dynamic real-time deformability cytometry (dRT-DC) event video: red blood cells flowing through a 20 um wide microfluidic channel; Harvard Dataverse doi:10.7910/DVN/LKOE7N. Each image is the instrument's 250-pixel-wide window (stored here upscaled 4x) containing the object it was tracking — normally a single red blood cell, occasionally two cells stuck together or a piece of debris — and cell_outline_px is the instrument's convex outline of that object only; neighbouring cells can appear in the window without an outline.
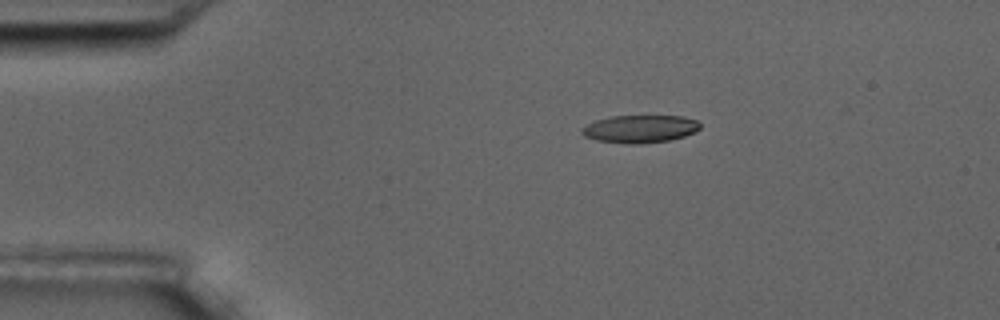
{"species": "common noctule bat (a hibernating species)", "species_latin": "Nyctalus noctula", "temperature_condition": "room temperature", "stored_images_in_passage": 46, "camera_frame_rate_fps": 3000, "um_per_image_px": 0.085, "animal": {"sex": "male", "body_mass_g": 17.5, "forearm_length_mm": 52.3}, "frame": {"image": 1, "passage_image": 1, "time_ms": 0.0, "image_size_px": [1000, 320], "cell_outline_px": [[700, 128], [696, 132], [684, 136], [668, 140], [640, 144], [624, 144], [596, 140], [584, 136], [580, 132], [580, 128], [596, 120], [612, 116], [684, 116], [696, 120], [700, 124]], "centroid_in_image_um": [54.38, 10.96], "position_along_channel_um": 30.6, "area_um2": 19.19}}
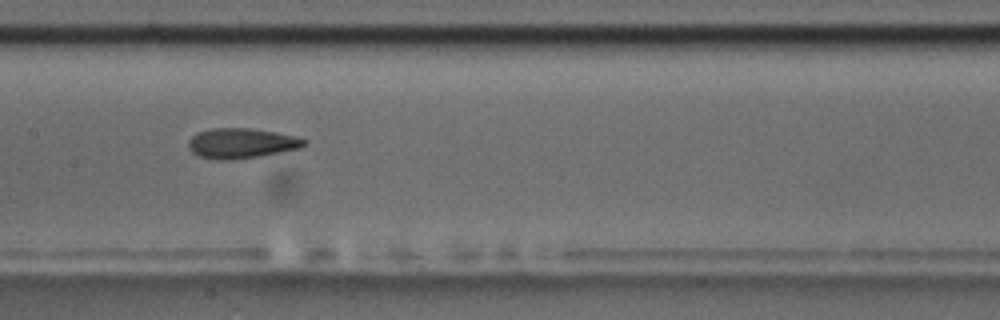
{"frame": {"image": 2, "passage_image": 18, "time_ms": 5.667, "image_size_px": [1000, 320], "cell_outline_px": [[308, 144], [300, 148], [260, 156], [232, 160], [220, 160], [196, 156], [188, 148], [188, 140], [196, 132], [212, 128], [248, 128], [276, 132], [296, 136], [308, 140]], "centroid_in_image_um": [20.51, 12.18], "position_along_channel_um": 186.9, "area_um2": 20.58}}
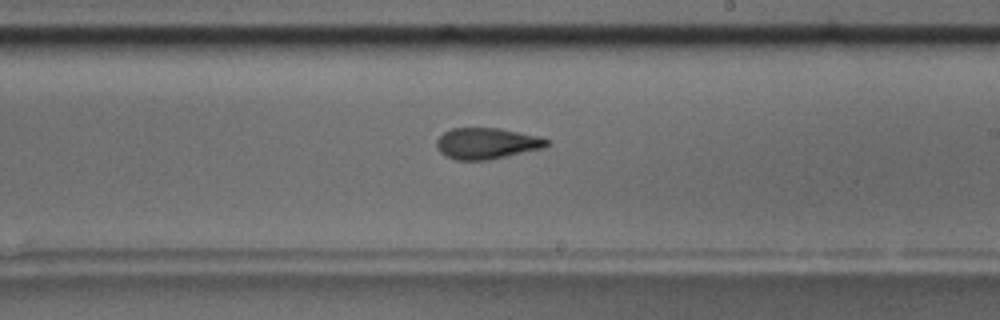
{"frame": {"image": 3, "passage_image": 23, "time_ms": 7.333, "image_size_px": [1000, 320], "cell_outline_px": [[552, 144], [544, 148], [488, 160], [456, 160], [444, 156], [436, 148], [436, 140], [444, 132], [452, 128], [500, 128], [540, 136], [548, 140]], "centroid_in_image_um": [41.38, 12.19], "position_along_channel_um": 247.6, "area_um2": 20.23}, "authors_computed_cell_mechanics": {"area_um2": 20.23, "velocity_mm_per_s": 3.6616, "shape_relaxation_time_tau1_ms": 6.3973, "shape_relaxation_time_tau2_ms": 2.5296, "deformation_change_tau1": 0.1935, "deformation_change_tau2": 0.1142}}